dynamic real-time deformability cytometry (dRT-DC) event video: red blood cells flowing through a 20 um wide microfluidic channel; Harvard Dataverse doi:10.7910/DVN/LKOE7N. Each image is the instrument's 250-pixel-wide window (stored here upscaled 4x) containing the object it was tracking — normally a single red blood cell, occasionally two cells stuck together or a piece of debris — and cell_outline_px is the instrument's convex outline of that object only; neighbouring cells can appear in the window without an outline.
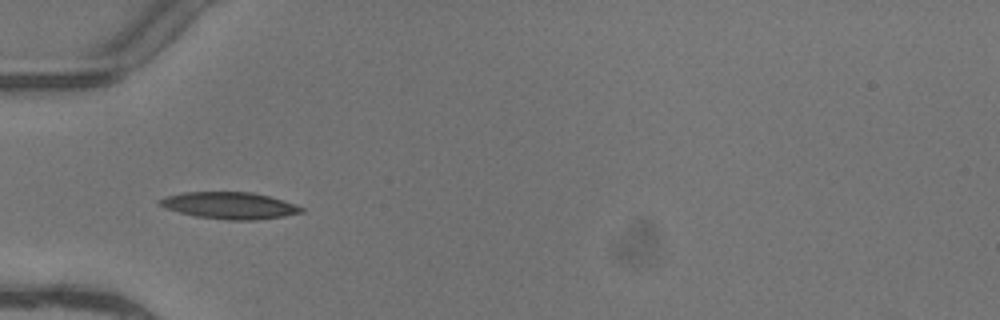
{"species": "common noctule bat (a hibernating species)", "species_latin": "Nyctalus noctula", "temperature_condition": "warm", "stored_images_in_passage": 7, "camera_frame_rate_fps": 3000, "um_per_image_px": 0.085, "animal": {"sex": "female"}, "frame": {"image": 1, "passage_image": 6, "time_ms": 1.667, "image_size_px": [1000, 320], "cell_outline_px": [[304, 212], [284, 216], [256, 220], [228, 220], [196, 216], [180, 212], [168, 208], [160, 204], [160, 200], [164, 196], [184, 192], [252, 192], [284, 200], [296, 204], [304, 208]], "centroid_in_image_um": [19.58, 17.46], "position_along_channel_um": 65.4, "area_um2": 21.96}}
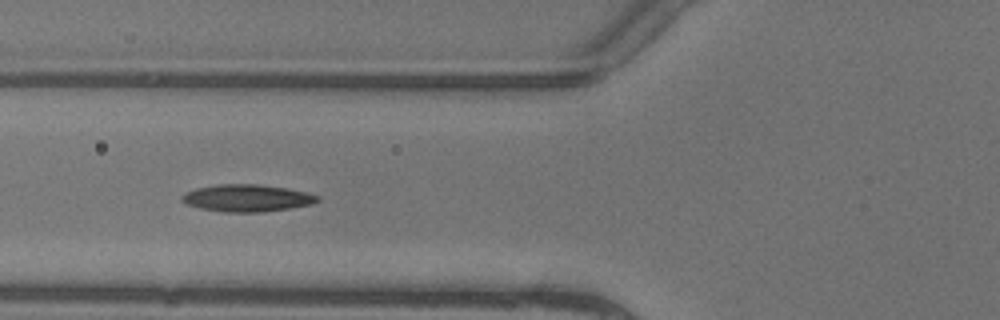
{"frame": {"image": 2, "passage_image": 7, "time_ms": 2.0, "image_size_px": [1000, 320], "cell_outline_px": [[320, 200], [312, 204], [292, 208], [264, 212], [220, 212], [200, 208], [188, 204], [180, 200], [180, 196], [196, 188], [216, 184], [256, 184], [288, 188], [320, 196]], "centroid_in_image_um": [21.0, 16.84], "position_along_channel_um": 104.8, "area_um2": 21.56}}